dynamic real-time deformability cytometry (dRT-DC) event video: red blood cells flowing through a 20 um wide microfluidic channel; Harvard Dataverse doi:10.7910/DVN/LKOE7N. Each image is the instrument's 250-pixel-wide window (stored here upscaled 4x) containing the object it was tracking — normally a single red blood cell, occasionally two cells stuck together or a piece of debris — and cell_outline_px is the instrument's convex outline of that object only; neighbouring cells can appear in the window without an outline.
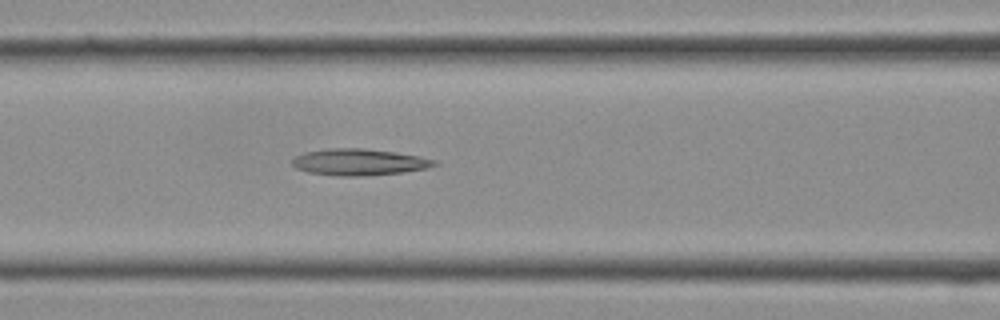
{"species": "Egyptian fruit bat (a non-hibernating species)", "species_latin": "Rousettus aegyptiacus", "temperature_condition": "cold", "stored_images_in_passage": 21, "camera_frame_rate_fps": 3000, "um_per_image_px": 0.085, "frame": {"image": 1, "passage_image": 4, "time_ms": 1.0, "image_size_px": [1000, 320], "cell_outline_px": [[440, 164], [424, 168], [400, 172], [356, 176], [336, 176], [308, 172], [296, 168], [292, 164], [292, 160], [296, 156], [304, 152], [332, 148], [364, 148], [396, 152], [436, 160]], "centroid_in_image_um": [30.48, 13.77], "position_along_channel_um": 136.1, "area_um2": 21.68}}
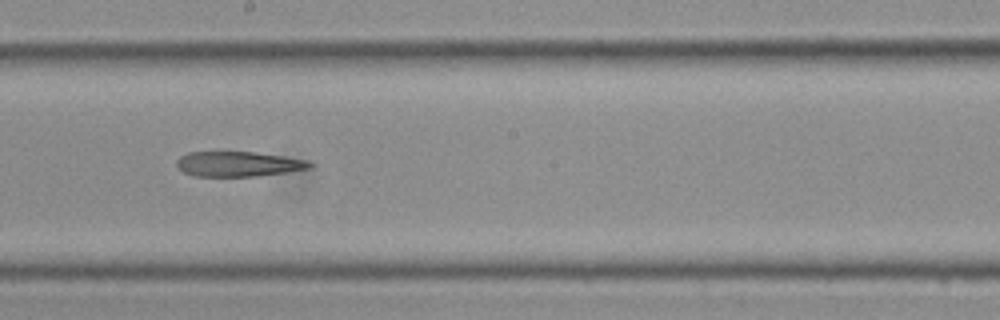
{"frame": {"image": 2, "passage_image": 8, "time_ms": 2.333, "image_size_px": [1000, 320], "cell_outline_px": [[316, 164], [312, 168], [288, 172], [256, 176], [192, 176], [176, 168], [176, 160], [180, 156], [188, 152], [252, 152], [284, 156], [308, 160]], "centroid_in_image_um": [20.27, 13.94], "position_along_channel_um": 227.9, "area_um2": 19.65}}
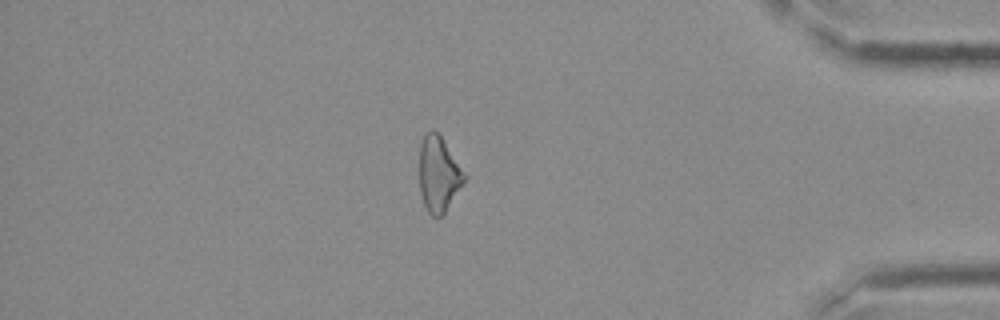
{"frame": {"image": 3, "passage_image": 17, "time_ms": 5.333, "image_size_px": [1000, 320], "cell_outline_px": [[468, 176], [444, 216], [432, 216], [428, 212], [424, 204], [420, 192], [420, 144], [424, 136], [432, 128], [440, 136]], "centroid_in_image_um": [37.31, 14.85], "position_along_channel_um": 397.9, "area_um2": 19.77}}